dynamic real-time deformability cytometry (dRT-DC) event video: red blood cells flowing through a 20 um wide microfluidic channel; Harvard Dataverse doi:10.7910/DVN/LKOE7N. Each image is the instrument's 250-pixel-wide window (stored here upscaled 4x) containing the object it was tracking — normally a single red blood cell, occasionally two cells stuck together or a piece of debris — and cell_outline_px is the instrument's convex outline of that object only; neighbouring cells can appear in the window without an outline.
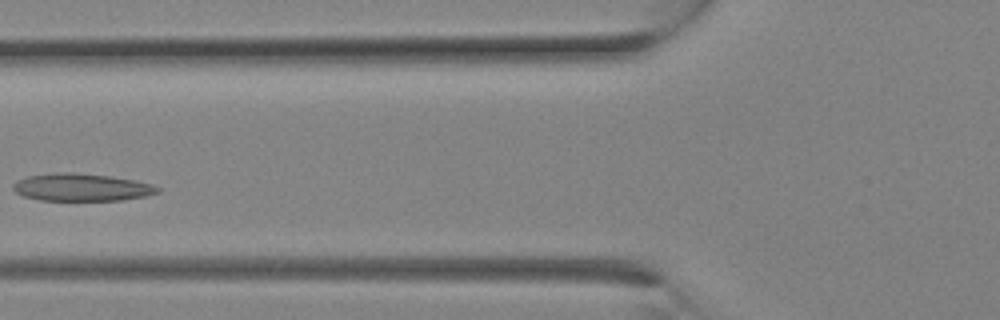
{"species": "Egyptian fruit bat (a non-hibernating species)", "species_latin": "Rousettus aegyptiacus", "temperature_condition": "room temperature", "stored_images_in_passage": 16, "camera_frame_rate_fps": 3000, "um_per_image_px": 0.085, "animal": {"sex": "female"}, "frame": {"image": 1, "passage_image": 7, "time_ms": 2.0, "image_size_px": [1000, 320], "cell_outline_px": [[160, 192], [144, 196], [120, 200], [40, 200], [24, 196], [16, 192], [12, 188], [12, 184], [16, 180], [28, 176], [56, 172], [72, 172], [108, 176], [136, 180], [152, 184], [160, 188]], "centroid_in_image_um": [6.91, 15.91], "position_along_channel_um": 118.9, "area_um2": 23.12}}
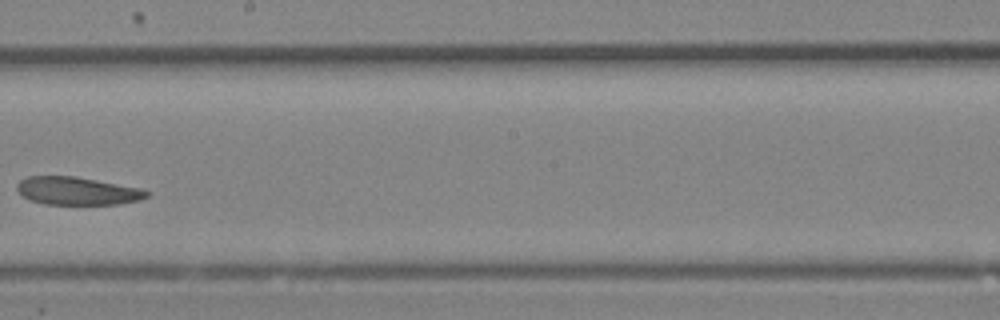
{"frame": {"image": 2, "passage_image": 12, "time_ms": 3.667, "image_size_px": [1000, 320], "cell_outline_px": [[152, 192], [148, 196], [140, 200], [120, 204], [44, 204], [32, 200], [24, 196], [16, 188], [16, 184], [20, 180], [28, 176], [76, 176], [140, 188]], "centroid_in_image_um": [6.6, 16.22], "position_along_channel_um": 241.6, "area_um2": 21.1}}
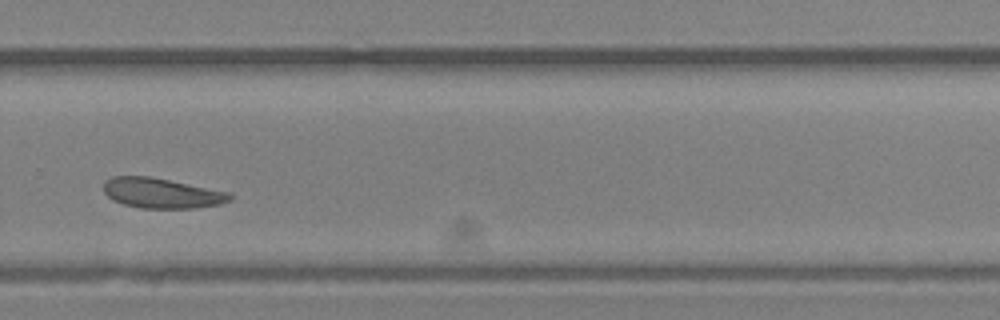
{"frame": {"image": 3, "passage_image": 15, "time_ms": 4.667, "image_size_px": [1000, 320], "cell_outline_px": [[232, 200], [220, 204], [192, 208], [140, 208], [124, 204], [112, 200], [104, 192], [104, 180], [112, 176], [148, 176], [232, 192]], "centroid_in_image_um": [13.75, 16.41], "position_along_channel_um": 316.0, "area_um2": 22.25}}